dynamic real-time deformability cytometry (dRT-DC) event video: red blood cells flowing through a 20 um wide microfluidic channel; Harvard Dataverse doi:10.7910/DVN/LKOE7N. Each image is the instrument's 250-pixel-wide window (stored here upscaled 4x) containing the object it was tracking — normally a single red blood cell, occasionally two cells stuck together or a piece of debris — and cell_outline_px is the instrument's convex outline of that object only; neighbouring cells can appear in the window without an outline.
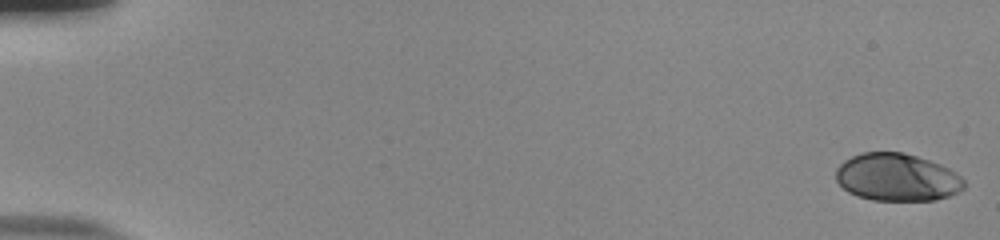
{"species": "human", "species_latin": "Homo sapiens", "temperature_condition": "room temperature", "stored_images_in_passage": 55, "camera_frame_rate_fps": 3000, "um_per_image_px": 0.085, "donor": {"sex": "male"}, "frame": {"image": 1, "passage_image": 1, "time_ms": 0.0, "image_size_px": [1000, 240], "cell_outline_px": [[964, 188], [948, 196], [936, 200], [872, 200], [856, 196], [848, 192], [836, 180], [836, 168], [844, 160], [860, 152], [900, 152], [916, 156], [940, 164], [956, 172], [964, 180]], "centroid_in_image_um": [76.22, 15.07], "position_along_channel_um": 8.8, "area_um2": 35.49}}
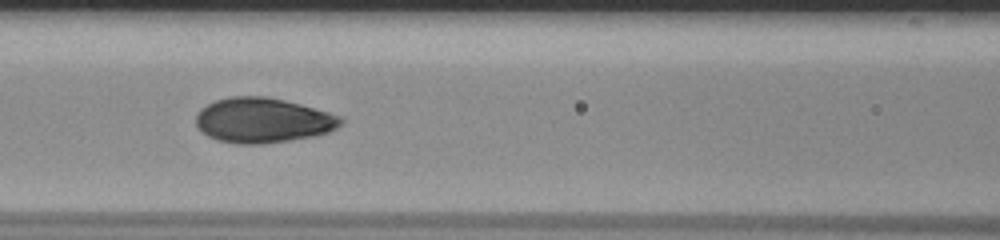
{"frame": {"image": 2, "passage_image": 26, "time_ms": 8.333, "image_size_px": [1000, 240], "cell_outline_px": [[344, 120], [336, 128], [328, 132], [316, 136], [260, 144], [236, 144], [216, 140], [208, 136], [196, 124], [196, 116], [208, 104], [216, 100], [232, 96], [264, 96], [284, 100], [328, 112], [340, 116]], "centroid_in_image_um": [22.35, 10.23], "position_along_channel_um": 144.2, "area_um2": 37.57}}
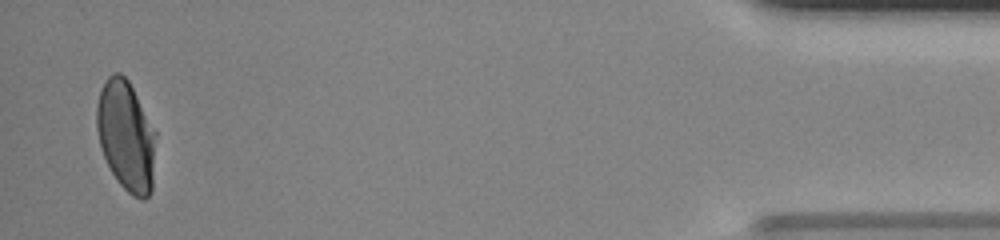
{"frame": {"image": 3, "passage_image": 54, "time_ms": 17.667, "image_size_px": [1000, 240], "cell_outline_px": [[156, 132], [152, 192], [144, 200], [132, 196], [116, 180], [104, 156], [100, 144], [96, 128], [96, 104], [104, 80], [112, 72], [120, 72], [128, 80]], "centroid_in_image_um": [10.71, 11.55], "position_along_channel_um": 424.5, "area_um2": 38.03}, "authors_computed_cell_mechanics": {"area_um2": 37.1076, "velocity_mm_per_s": 3.7875, "shape_relaxation_time_tau1_ms": 4.9446, "shape_relaxation_time_tau2_ms": null, "deformation_change_tau1": 0.1951, "deformation_change_tau2": null}}